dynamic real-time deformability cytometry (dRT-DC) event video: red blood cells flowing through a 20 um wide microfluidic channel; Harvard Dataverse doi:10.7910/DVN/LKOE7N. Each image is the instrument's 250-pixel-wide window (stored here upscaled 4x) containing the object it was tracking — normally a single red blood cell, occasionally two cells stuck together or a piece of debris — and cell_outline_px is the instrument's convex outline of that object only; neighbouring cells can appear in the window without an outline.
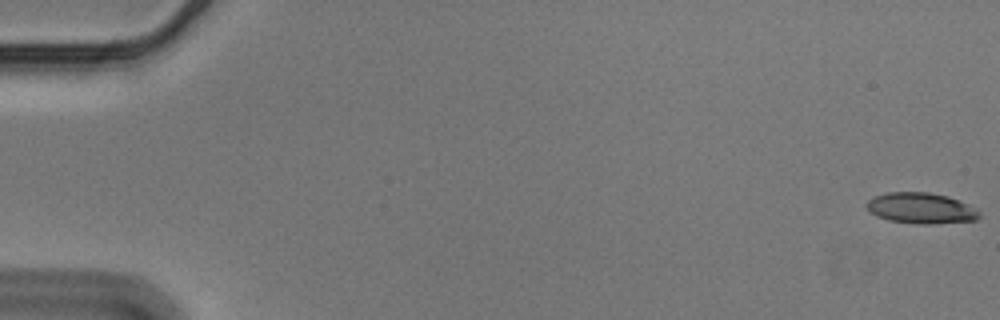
{"species": "Egyptian fruit bat (a non-hibernating species)", "species_latin": "Rousettus aegyptiacus", "temperature_condition": "cold", "stored_images_in_passage": 10, "camera_frame_rate_fps": 3000, "um_per_image_px": 0.085, "animal": {"sex": "male"}, "frame": {"image": 1, "passage_image": 1, "time_ms": 0.0, "image_size_px": [1000, 320], "cell_outline_px": [[980, 216], [976, 220], [932, 224], [916, 224], [888, 220], [876, 216], [864, 204], [868, 200], [876, 196], [888, 192], [928, 192], [948, 196], [980, 208]], "centroid_in_image_um": [78.33, 17.7], "position_along_channel_um": 6.7, "area_um2": 20.46}}